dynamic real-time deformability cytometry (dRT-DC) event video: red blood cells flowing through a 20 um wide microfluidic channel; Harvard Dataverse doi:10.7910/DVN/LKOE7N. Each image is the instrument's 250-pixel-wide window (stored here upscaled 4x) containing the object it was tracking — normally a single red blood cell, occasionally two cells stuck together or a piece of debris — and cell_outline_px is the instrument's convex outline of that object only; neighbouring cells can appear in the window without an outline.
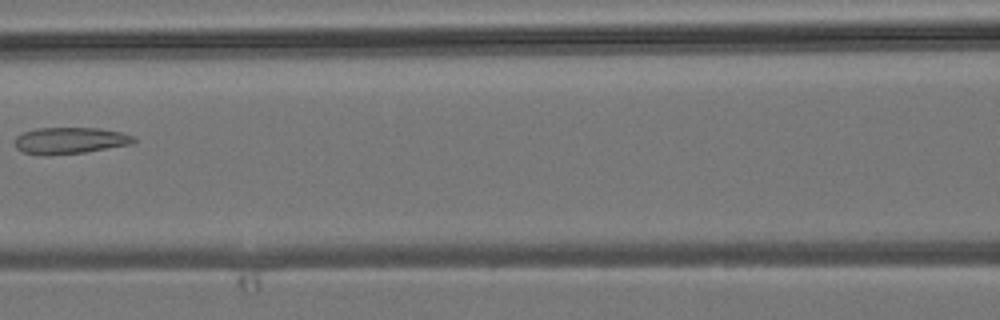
{"species": "common noctule bat (a hibernating species)", "species_latin": "Nyctalus noctula", "temperature_condition": "room temperature", "stored_images_in_passage": 7, "camera_frame_rate_fps": 3000, "um_per_image_px": 0.085, "animal": {"sex": "male", "body_mass_g": 19.2, "forearm_length_mm": 51.8}, "frame": {"image": 1, "passage_image": 7, "time_ms": 6.667, "image_size_px": [1000, 320], "cell_outline_px": [[136, 140], [132, 144], [84, 152], [48, 156], [44, 156], [24, 152], [16, 148], [16, 136], [24, 132], [36, 128], [100, 128], [120, 132], [132, 136]], "centroid_in_image_um": [5.93, 11.95], "position_along_channel_um": 160.7, "area_um2": 18.32}}